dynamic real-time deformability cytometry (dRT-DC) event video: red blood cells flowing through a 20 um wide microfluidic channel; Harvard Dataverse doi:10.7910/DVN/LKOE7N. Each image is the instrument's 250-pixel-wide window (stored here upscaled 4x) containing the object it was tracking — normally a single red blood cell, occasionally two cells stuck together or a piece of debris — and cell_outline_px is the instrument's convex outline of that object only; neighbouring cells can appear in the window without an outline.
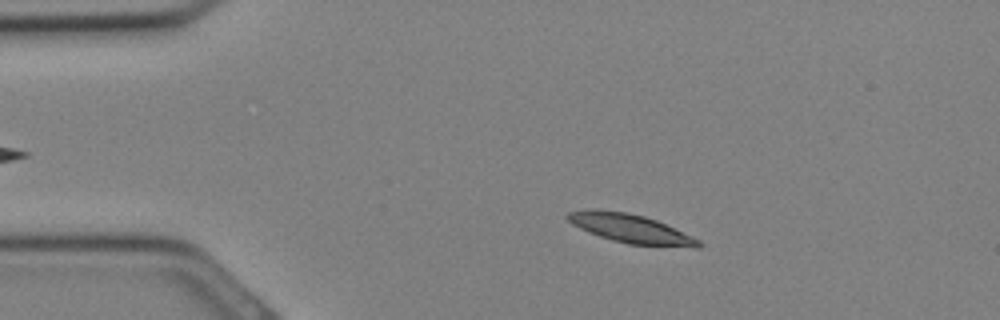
{"species": "Egyptian fruit bat (a non-hibernating species)", "species_latin": "Rousettus aegyptiacus", "temperature_condition": "cold", "stored_images_in_passage": 31, "camera_frame_rate_fps": 3000, "um_per_image_px": 0.085, "animal": {"sex": "female"}, "frame": {"image": 1, "passage_image": 5, "time_ms": 1.333, "image_size_px": [1000, 320], "cell_outline_px": [[704, 244], [700, 248], [692, 248], [628, 244], [612, 240], [588, 232], [572, 224], [564, 216], [568, 212], [588, 208], [592, 208], [624, 212], [644, 216], [656, 220], [692, 236], [700, 240]], "centroid_in_image_um": [53.61, 19.43], "position_along_channel_um": 31.4, "area_um2": 22.2}}
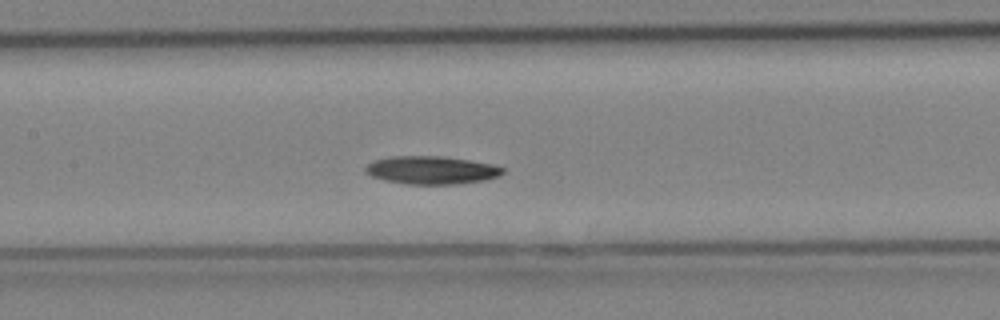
{"frame": {"image": 2, "passage_image": 14, "time_ms": 4.333, "image_size_px": [1000, 320], "cell_outline_px": [[504, 172], [500, 176], [484, 180], [456, 184], [408, 184], [388, 180], [372, 176], [364, 172], [364, 168], [368, 164], [376, 160], [388, 156], [444, 156], [492, 164], [504, 168]], "centroid_in_image_um": [36.69, 14.45], "position_along_channel_um": 170.7, "area_um2": 22.31}}
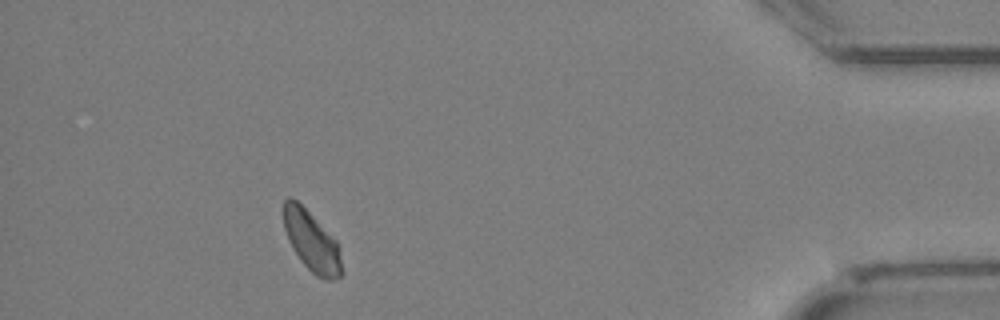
{"frame": {"image": 3, "passage_image": 28, "time_ms": 9.0, "image_size_px": [1000, 320], "cell_outline_px": [[344, 272], [340, 276], [332, 280], [328, 280], [316, 276], [300, 260], [292, 248], [288, 240], [284, 228], [284, 200], [288, 196], [296, 200], [336, 240], [340, 252]], "centroid_in_image_um": [26.5, 20.55], "position_along_channel_um": 408.7, "area_um2": 20.23}}